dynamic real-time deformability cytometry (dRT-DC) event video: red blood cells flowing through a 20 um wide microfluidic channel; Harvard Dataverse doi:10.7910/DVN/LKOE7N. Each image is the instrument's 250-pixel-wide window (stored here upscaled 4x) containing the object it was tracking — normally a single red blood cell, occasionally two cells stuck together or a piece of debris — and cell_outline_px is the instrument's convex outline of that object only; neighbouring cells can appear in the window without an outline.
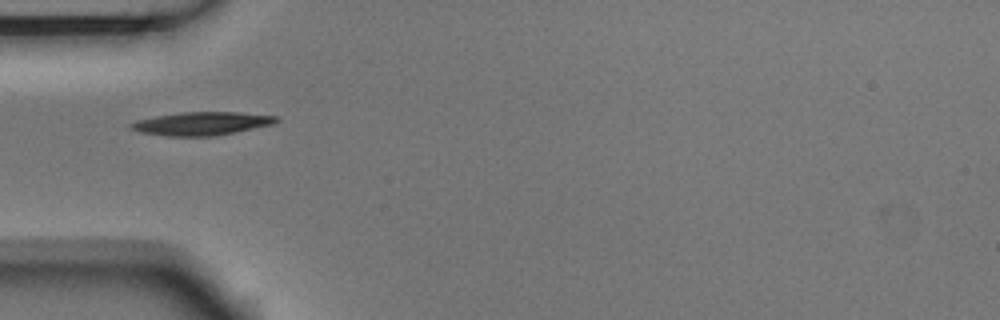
{"species": "Egyptian fruit bat (a non-hibernating species)", "species_latin": "Rousettus aegyptiacus", "temperature_condition": "room temperature", "stored_images_in_passage": 20, "camera_frame_rate_fps": 3000, "um_per_image_px": 0.085, "animal": {"sex": "male"}, "frame": {"image": 1, "passage_image": 1, "time_ms": 0.0, "image_size_px": [1000, 320], "cell_outline_px": [[280, 120], [272, 124], [216, 136], [164, 136], [140, 132], [128, 128], [128, 124], [136, 120], [156, 116], [180, 112], [240, 112], [276, 116]], "centroid_in_image_um": [17.09, 10.5], "position_along_channel_um": 67.9, "area_um2": 19.77}}
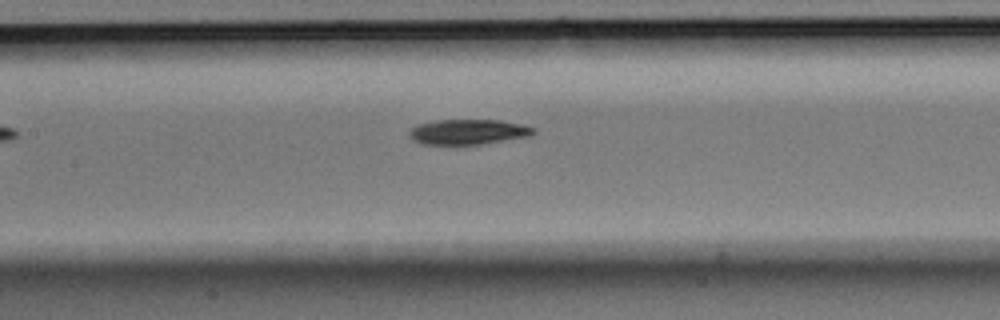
{"frame": {"image": 2, "passage_image": 9, "time_ms": 2.667, "image_size_px": [1000, 320], "cell_outline_px": [[536, 132], [532, 136], [480, 144], [420, 144], [412, 140], [408, 136], [408, 132], [416, 124], [436, 120], [500, 120], [524, 124], [536, 128]], "centroid_in_image_um": [39.81, 11.2], "position_along_channel_um": 167.6, "area_um2": 18.5}}
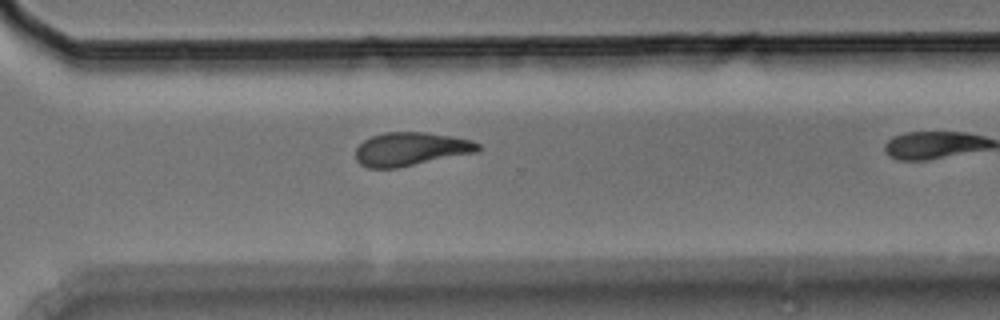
{"frame": {"image": 3, "passage_image": 19, "time_ms": 6.0, "image_size_px": [1000, 320], "cell_outline_px": [[480, 152], [396, 168], [368, 168], [360, 164], [356, 160], [356, 148], [364, 140], [372, 136], [384, 132], [428, 132], [452, 136], [472, 140], [480, 144]], "centroid_in_image_um": [34.95, 12.67], "position_along_channel_um": 335.7, "area_um2": 24.1}}